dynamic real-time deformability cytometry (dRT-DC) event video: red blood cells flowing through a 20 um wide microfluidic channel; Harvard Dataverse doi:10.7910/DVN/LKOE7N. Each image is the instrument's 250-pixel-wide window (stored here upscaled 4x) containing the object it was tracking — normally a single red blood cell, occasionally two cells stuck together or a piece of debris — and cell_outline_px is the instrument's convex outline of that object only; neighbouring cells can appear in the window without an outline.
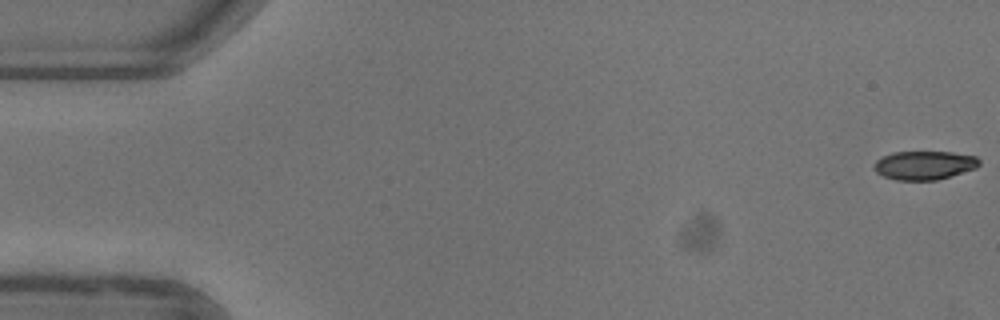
{"species": "common noctule bat (a hibernating species)", "species_latin": "Nyctalus noctula", "temperature_condition": "warm", "stored_images_in_passage": 46, "camera_frame_rate_fps": 3000, "um_per_image_px": 0.085, "animal": {"sex": "female"}, "frame": {"image": 1, "passage_image": 1, "time_ms": 0.0, "image_size_px": [1000, 320], "cell_outline_px": [[980, 164], [976, 168], [936, 180], [896, 180], [884, 176], [876, 172], [872, 168], [872, 164], [876, 160], [892, 152], [952, 152], [976, 156], [980, 160]], "centroid_in_image_um": [78.54, 14.04], "position_along_channel_um": 6.5, "area_um2": 17.63}}
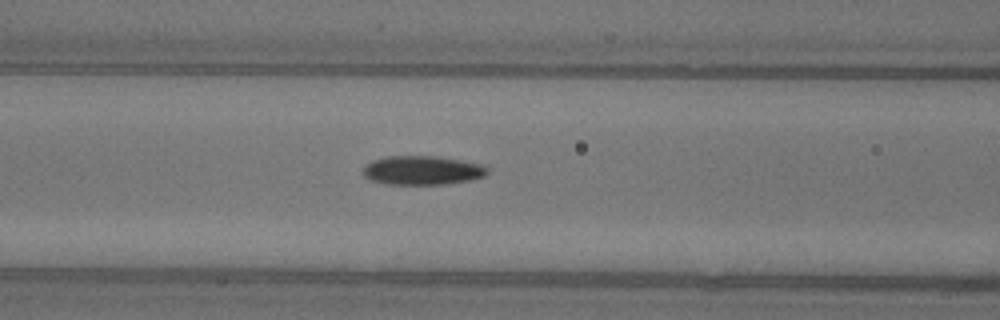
{"frame": {"image": 2, "passage_image": 22, "time_ms": 7.0, "image_size_px": [1000, 320], "cell_outline_px": [[488, 172], [484, 176], [468, 180], [448, 184], [388, 184], [372, 180], [364, 176], [364, 168], [372, 160], [388, 156], [436, 156], [480, 164], [488, 168]], "centroid_in_image_um": [35.9, 14.48], "position_along_channel_um": 130.7, "area_um2": 20.69}}
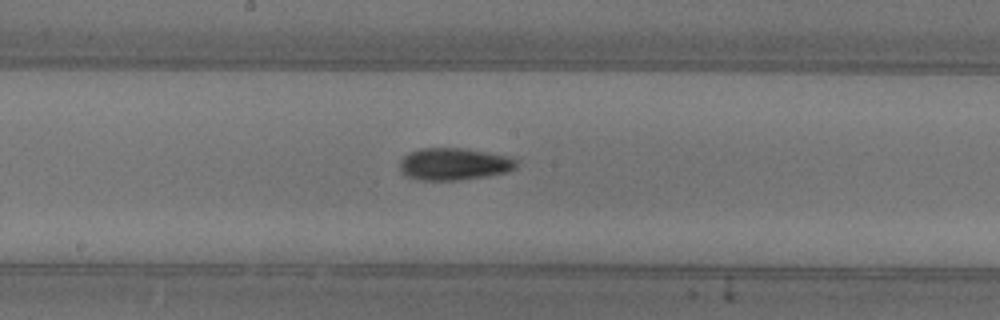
{"frame": {"image": 3, "passage_image": 28, "time_ms": 9.0, "image_size_px": [1000, 320], "cell_outline_px": [[516, 168], [508, 172], [460, 180], [420, 180], [408, 176], [400, 168], [400, 160], [408, 152], [420, 148], [464, 148], [512, 156], [516, 160]], "centroid_in_image_um": [38.62, 13.93], "position_along_channel_um": 209.6, "area_um2": 21.91}, "authors_computed_cell_mechanics": {"area_um2": 20.4323, "velocity_mm_per_s": 3.9508, "shape_relaxation_time_tau1_ms": 5.8302, "shape_relaxation_time_tau2_ms": 10.744, "deformation_change_tau1": 0.1715, "deformation_change_tau2": 0.1682}}